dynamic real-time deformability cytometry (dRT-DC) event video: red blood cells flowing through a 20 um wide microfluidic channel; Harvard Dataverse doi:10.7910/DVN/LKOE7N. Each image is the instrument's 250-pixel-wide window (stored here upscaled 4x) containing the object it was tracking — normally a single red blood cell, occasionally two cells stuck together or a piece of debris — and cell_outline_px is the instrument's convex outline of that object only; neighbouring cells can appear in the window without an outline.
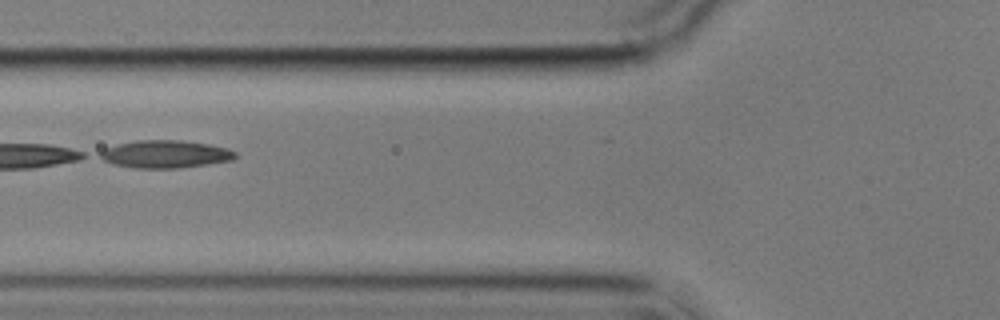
{"species": "common noctule bat (a hibernating species)", "species_latin": "Nyctalus noctula", "temperature_condition": "cold", "stored_images_in_passage": 12, "camera_frame_rate_fps": 3000, "um_per_image_px": 0.085, "animal": {"sex": "male", "body_mass_g": 17.9}, "frame": {"image": 1, "passage_image": 3, "time_ms": 3.333, "image_size_px": [1000, 320], "cell_outline_px": [[236, 156], [232, 160], [208, 164], [180, 168], [132, 168], [112, 164], [96, 156], [96, 152], [104, 148], [116, 144], [136, 140], [180, 140], [208, 144], [228, 148], [236, 152]], "centroid_in_image_um": [13.97, 13.1], "position_along_channel_um": 111.8, "area_um2": 22.14}}